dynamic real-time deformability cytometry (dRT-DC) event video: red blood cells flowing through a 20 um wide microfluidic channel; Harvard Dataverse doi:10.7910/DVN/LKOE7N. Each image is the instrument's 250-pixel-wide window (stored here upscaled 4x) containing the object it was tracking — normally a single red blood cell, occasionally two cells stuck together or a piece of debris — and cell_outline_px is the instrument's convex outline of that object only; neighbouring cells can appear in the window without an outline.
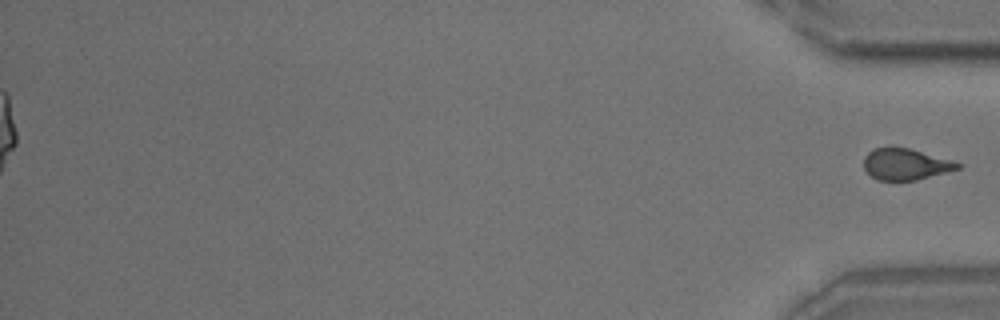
{"species": "common noctule bat (a hibernating species)", "species_latin": "Nyctalus noctula", "temperature_condition": "room temperature", "stored_images_in_passage": 17, "camera_frame_rate_fps": 3000, "um_per_image_px": 0.085, "animal": {"sex": "male", "body_mass_g": 18.8}, "frame": {"image": 1, "passage_image": 17, "time_ms": 20.0, "image_size_px": [1000, 320], "cell_outline_px": [[964, 164], [960, 168], [916, 180], [876, 180], [864, 168], [864, 156], [868, 152], [876, 148], [888, 144], [908, 148], [952, 160]], "centroid_in_image_um": [76.95, 13.92], "position_along_channel_um": 358.3, "area_um2": 17.34}}